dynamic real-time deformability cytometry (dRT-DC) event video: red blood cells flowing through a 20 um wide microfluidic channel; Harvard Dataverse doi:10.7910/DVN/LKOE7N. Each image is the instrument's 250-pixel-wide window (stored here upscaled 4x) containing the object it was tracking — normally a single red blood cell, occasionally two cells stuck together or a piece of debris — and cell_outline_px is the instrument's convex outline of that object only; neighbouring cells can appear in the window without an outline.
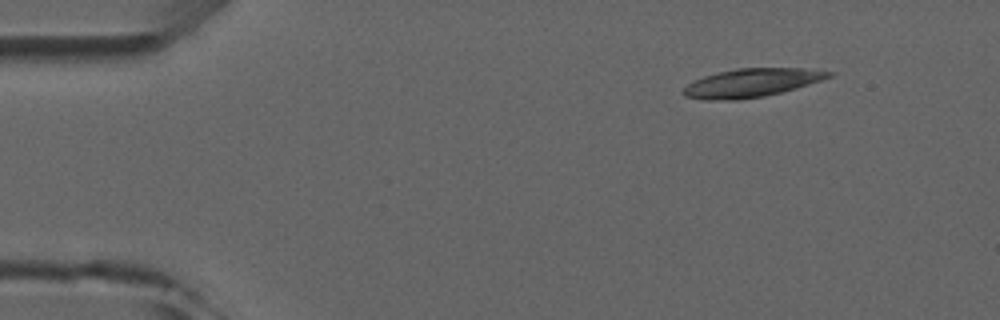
{"species": "common noctule bat (a hibernating species)", "species_latin": "Nyctalus noctula", "temperature_condition": "room temperature", "stored_images_in_passage": 3, "camera_frame_rate_fps": 3000, "um_per_image_px": 0.085, "animal": {"sex": "male", "forearm_length_mm": 52.5}, "frame": {"image": 1, "passage_image": 1, "time_ms": 0.0, "image_size_px": [1000, 320], "cell_outline_px": [[836, 72], [832, 76], [796, 88], [764, 96], [736, 100], [704, 100], [684, 96], [680, 92], [688, 84], [704, 76], [736, 68], [804, 68]], "centroid_in_image_um": [63.87, 7.04], "position_along_channel_um": 21.1, "area_um2": 23.99}}